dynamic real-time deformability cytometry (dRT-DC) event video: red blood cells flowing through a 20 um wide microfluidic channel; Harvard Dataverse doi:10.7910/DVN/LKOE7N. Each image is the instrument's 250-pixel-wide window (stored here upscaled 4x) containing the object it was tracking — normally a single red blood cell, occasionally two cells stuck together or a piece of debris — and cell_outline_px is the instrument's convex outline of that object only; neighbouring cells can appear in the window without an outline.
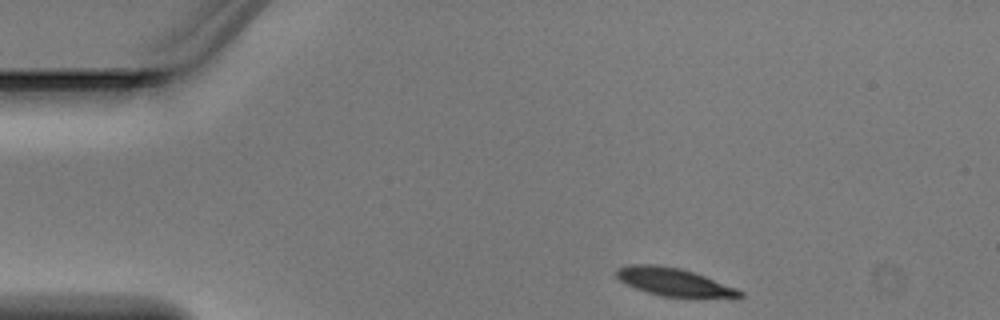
{"species": "Egyptian fruit bat (a non-hibernating species)", "species_latin": "Rousettus aegyptiacus", "temperature_condition": "warm", "stored_images_in_passage": 4, "camera_frame_rate_fps": 3000, "um_per_image_px": 0.085, "animal": {"sex": "male"}, "frame": {"image": 1, "passage_image": 1, "time_ms": 0.0, "image_size_px": [1000, 320], "cell_outline_px": [[744, 296], [696, 300], [660, 296], [636, 288], [620, 280], [616, 276], [616, 268], [628, 264], [656, 264], [680, 268], [704, 276], [736, 288], [744, 292]], "centroid_in_image_um": [57.32, 24.01], "position_along_channel_um": 27.7, "area_um2": 20.63}}
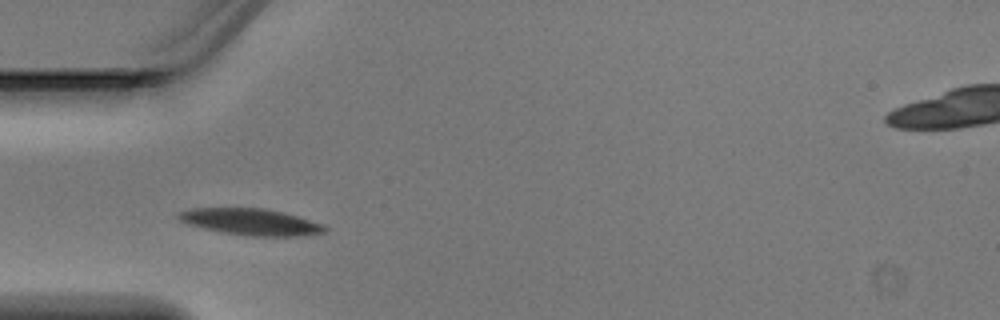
{"frame": {"image": 2, "passage_image": 3, "time_ms": 0.667, "image_size_px": [1000, 320], "cell_outline_px": [[328, 228], [324, 232], [304, 236], [248, 236], [224, 232], [204, 228], [188, 224], [180, 220], [176, 216], [176, 212], [192, 208], [264, 208], [284, 212], [320, 224]], "centroid_in_image_um": [21.28, 18.85], "position_along_channel_um": 63.7, "area_um2": 22.43}}
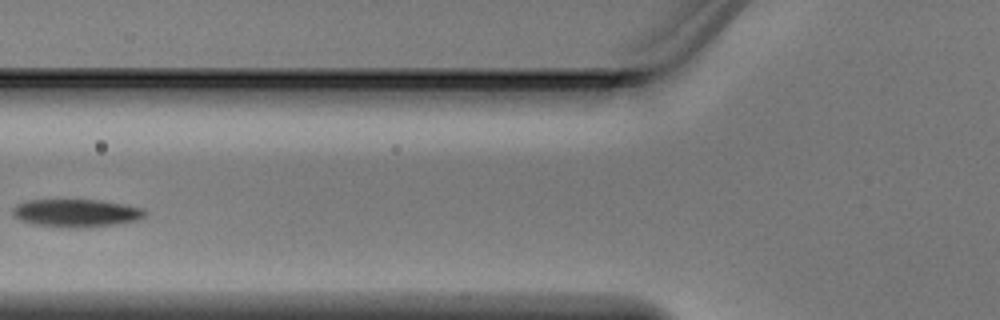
{"frame": {"image": 3, "passage_image": 4, "time_ms": 1.0, "image_size_px": [1000, 320], "cell_outline_px": [[148, 212], [144, 216], [136, 220], [112, 224], [76, 228], [36, 224], [20, 220], [12, 216], [12, 208], [16, 204], [24, 200], [100, 200], [124, 204], [144, 208]], "centroid_in_image_um": [6.45, 18.09], "position_along_channel_um": 119.4, "area_um2": 21.33}}